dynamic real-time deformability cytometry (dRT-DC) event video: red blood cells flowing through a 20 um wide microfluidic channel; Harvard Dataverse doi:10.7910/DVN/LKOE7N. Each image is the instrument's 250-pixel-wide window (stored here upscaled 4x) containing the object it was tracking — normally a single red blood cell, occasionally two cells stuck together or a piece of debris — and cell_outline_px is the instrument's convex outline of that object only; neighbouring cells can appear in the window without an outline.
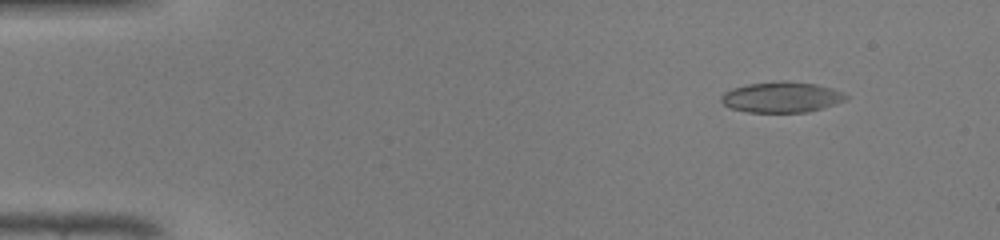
{"species": "common noctule bat (a hibernating species)", "species_latin": "Nyctalus noctula", "temperature_condition": "warm", "stored_images_in_passage": 47, "camera_frame_rate_fps": 3000, "um_per_image_px": 0.085, "animal": {"sex": "male", "body_mass_g": 19.0, "forearm_length_mm": 50.8}, "frame": {"image": 1, "passage_image": 5, "time_ms": 1.333, "image_size_px": [1000, 240], "cell_outline_px": [[848, 100], [808, 112], [748, 112], [732, 108], [724, 104], [720, 100], [720, 96], [724, 92], [732, 88], [748, 84], [784, 80], [816, 84], [832, 88], [844, 92], [848, 96]], "centroid_in_image_um": [66.45, 8.25], "position_along_channel_um": 18.5, "area_um2": 22.37}}
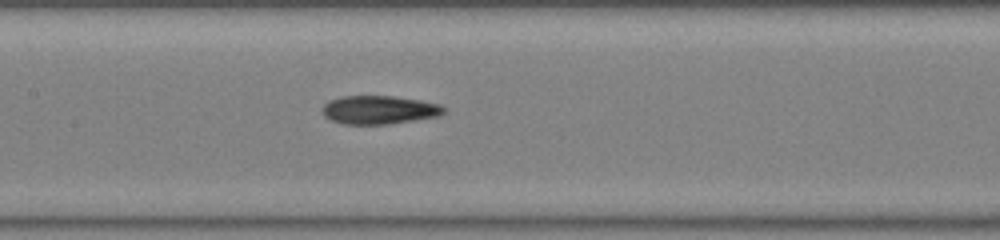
{"frame": {"image": 2, "passage_image": 23, "time_ms": 7.333, "image_size_px": [1000, 240], "cell_outline_px": [[444, 112], [440, 116], [388, 124], [344, 124], [332, 120], [324, 116], [324, 104], [328, 100], [344, 96], [392, 96], [420, 100], [440, 104], [444, 108]], "centroid_in_image_um": [32.24, 9.33], "position_along_channel_um": 175.2, "area_um2": 20.0}}
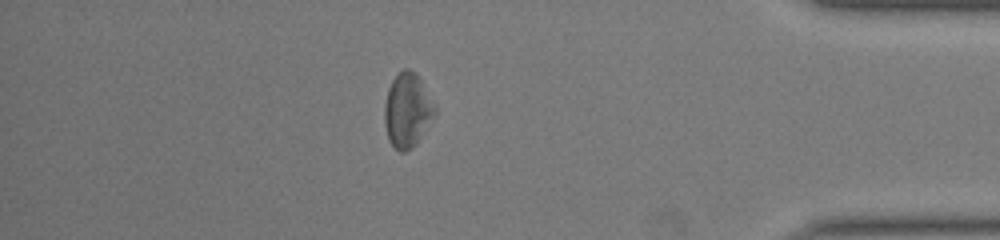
{"frame": {"image": 3, "passage_image": 41, "time_ms": 13.333, "image_size_px": [1000, 240], "cell_outline_px": [[436, 112], [416, 144], [412, 148], [404, 152], [400, 152], [388, 140], [384, 124], [384, 104], [388, 88], [392, 80], [404, 68], [408, 68], [416, 72], [436, 104]], "centroid_in_image_um": [34.62, 9.36], "position_along_channel_um": 400.6, "area_um2": 21.91}, "authors_computed_cell_mechanics": {"area_um2": 21.097, "velocity_mm_per_s": 4.313, "shape_relaxation_time_tau1_ms": 9.8871, "shape_relaxation_time_tau2_ms": 4.2386, "deformation_change_tau1": 0.2374, "deformation_change_tau2": 0.1646}}